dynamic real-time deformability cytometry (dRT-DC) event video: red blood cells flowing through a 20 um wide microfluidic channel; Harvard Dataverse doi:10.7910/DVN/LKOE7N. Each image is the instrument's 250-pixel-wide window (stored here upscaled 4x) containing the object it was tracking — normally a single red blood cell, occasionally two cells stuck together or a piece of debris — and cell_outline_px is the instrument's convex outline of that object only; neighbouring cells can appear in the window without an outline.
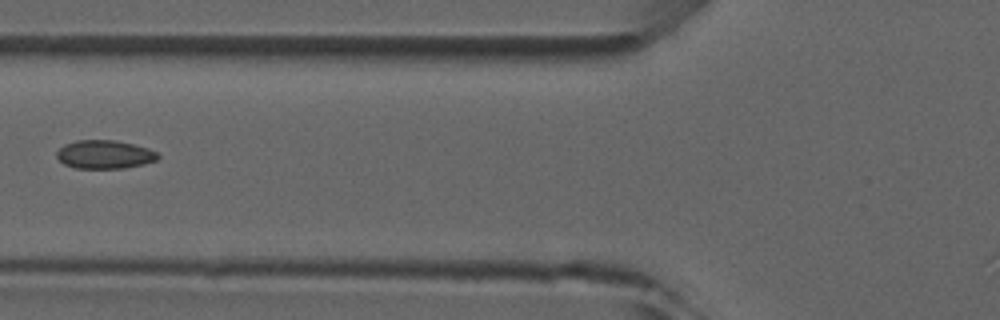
{"species": "common noctule bat (a hibernating species)", "species_latin": "Nyctalus noctula", "temperature_condition": "room temperature", "stored_images_in_passage": 4, "camera_frame_rate_fps": 3000, "um_per_image_px": 0.085, "animal": {"sex": "male", "forearm_length_mm": 52.5}, "frame": {"image": 1, "passage_image": 4, "time_ms": 3.333, "image_size_px": [1000, 320], "cell_outline_px": [[160, 156], [156, 160], [144, 164], [124, 168], [76, 168], [64, 164], [56, 156], [56, 152], [64, 144], [76, 140], [116, 140], [148, 148], [156, 152]], "centroid_in_image_um": [8.88, 13.12], "position_along_channel_um": 116.9, "area_um2": 16.76}}